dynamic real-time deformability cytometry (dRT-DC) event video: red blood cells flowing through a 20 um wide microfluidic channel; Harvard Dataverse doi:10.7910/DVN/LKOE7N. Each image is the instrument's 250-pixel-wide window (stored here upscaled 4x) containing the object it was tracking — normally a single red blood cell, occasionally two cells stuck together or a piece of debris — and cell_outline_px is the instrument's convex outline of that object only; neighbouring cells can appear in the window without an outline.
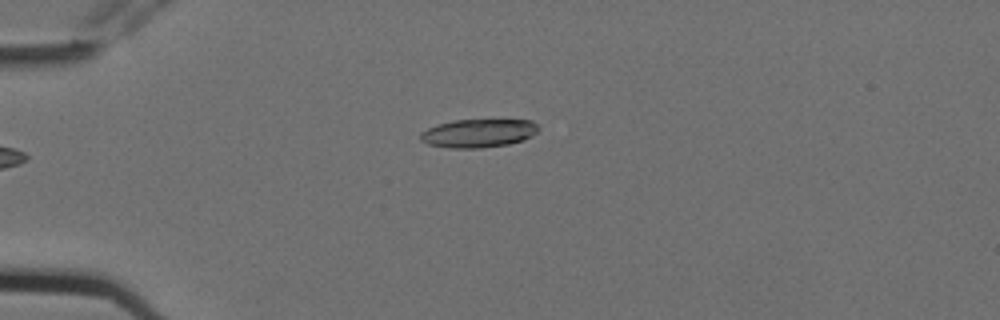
{"species": "Egyptian fruit bat (a non-hibernating species)", "species_latin": "Rousettus aegyptiacus", "temperature_condition": "cold", "stored_images_in_passage": 5, "camera_frame_rate_fps": 3000, "um_per_image_px": 0.085, "animal": {"sex": "female"}, "frame": {"image": 1, "passage_image": 5, "time_ms": 1.333, "image_size_px": [1000, 320], "cell_outline_px": [[540, 128], [532, 136], [524, 140], [508, 144], [480, 148], [452, 148], [428, 144], [420, 140], [420, 132], [428, 128], [452, 120], [532, 120]], "centroid_in_image_um": [40.68, 11.32], "position_along_channel_um": 44.3, "area_um2": 19.48}}